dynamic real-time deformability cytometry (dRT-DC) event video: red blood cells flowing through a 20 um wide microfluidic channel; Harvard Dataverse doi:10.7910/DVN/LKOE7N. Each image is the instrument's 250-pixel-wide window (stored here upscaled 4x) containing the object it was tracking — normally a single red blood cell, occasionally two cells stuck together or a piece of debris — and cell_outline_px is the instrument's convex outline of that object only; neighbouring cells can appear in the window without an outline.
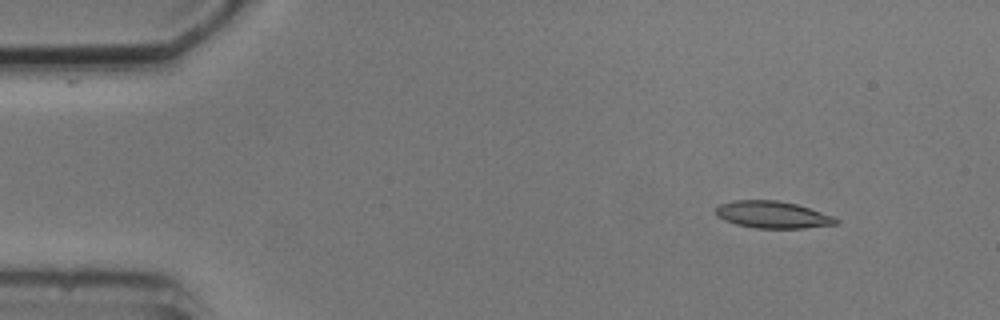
{"species": "common noctule bat (a hibernating species)", "species_latin": "Nyctalus noctula", "temperature_condition": "cold", "stored_images_in_passage": 3, "camera_frame_rate_fps": 3000, "um_per_image_px": 0.085, "animal": {"sex": "male", "body_mass_g": 20.5, "forearm_length_mm": 52.5}, "frame": {"image": 1, "passage_image": 1, "time_ms": 0.0, "image_size_px": [1000, 320], "cell_outline_px": [[840, 224], [804, 228], [756, 228], [736, 224], [724, 220], [716, 216], [716, 208], [720, 204], [732, 200], [776, 200], [796, 204], [832, 216], [840, 220]], "centroid_in_image_um": [65.66, 18.25], "position_along_channel_um": 19.3, "area_um2": 18.9}}
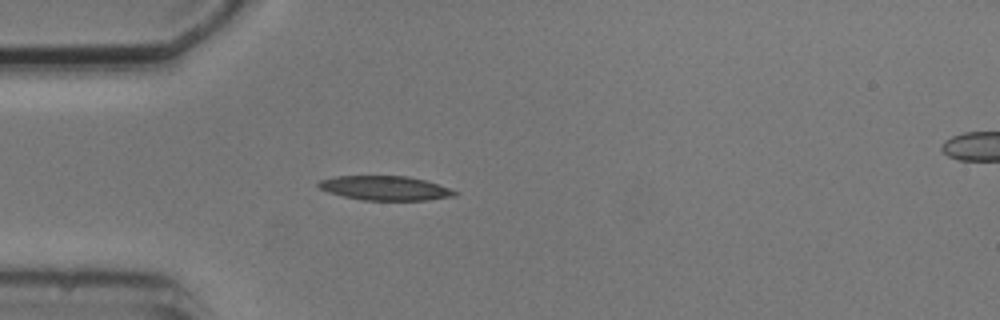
{"frame": {"image": 2, "passage_image": 3, "time_ms": 3.0, "image_size_px": [1000, 320], "cell_outline_px": [[460, 192], [456, 196], [428, 200], [364, 200], [344, 196], [320, 188], [316, 184], [320, 180], [336, 176], [408, 176], [424, 180]], "centroid_in_image_um": [32.77, 15.99], "position_along_channel_um": 52.2, "area_um2": 19.07}}